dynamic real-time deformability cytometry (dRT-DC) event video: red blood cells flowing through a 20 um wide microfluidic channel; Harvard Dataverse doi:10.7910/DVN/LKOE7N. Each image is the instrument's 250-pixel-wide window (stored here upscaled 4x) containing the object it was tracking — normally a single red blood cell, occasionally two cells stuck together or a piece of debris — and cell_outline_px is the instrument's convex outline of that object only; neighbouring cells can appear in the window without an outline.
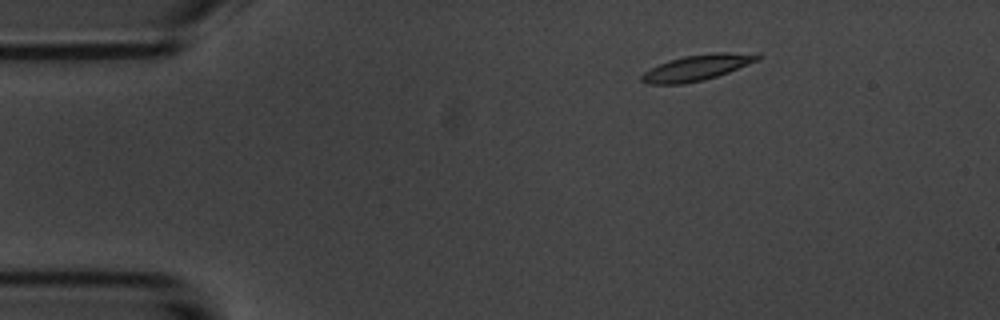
{"species": "common noctule bat (a hibernating species)", "species_latin": "Nyctalus noctula", "temperature_condition": "room temperature", "stored_images_in_passage": 4, "camera_frame_rate_fps": 3000, "um_per_image_px": 0.085, "animal": {"sex": "male", "body_mass_g": 20.1, "forearm_length_mm": 53.5}, "frame": {"image": 1, "passage_image": 2, "time_ms": 1.333, "image_size_px": [1000, 320], "cell_outline_px": [[764, 56], [756, 60], [728, 72], [716, 76], [684, 84], [648, 84], [640, 80], [640, 76], [644, 72], [668, 60], [684, 56], [712, 52], [756, 52]], "centroid_in_image_um": [59.26, 5.72], "position_along_channel_um": 25.7, "area_um2": 17.34}}